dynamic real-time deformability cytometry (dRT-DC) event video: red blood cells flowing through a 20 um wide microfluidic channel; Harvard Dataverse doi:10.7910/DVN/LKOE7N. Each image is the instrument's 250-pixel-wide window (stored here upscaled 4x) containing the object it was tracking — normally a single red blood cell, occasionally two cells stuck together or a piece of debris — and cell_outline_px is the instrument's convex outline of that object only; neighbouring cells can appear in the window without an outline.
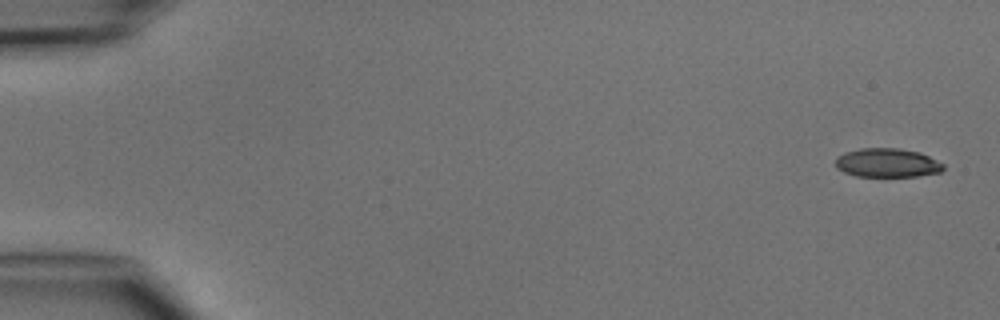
{"species": "common noctule bat (a hibernating species)", "species_latin": "Nyctalus noctula", "temperature_condition": "cold", "stored_images_in_passage": 7, "camera_frame_rate_fps": 3000, "um_per_image_px": 0.085, "animal": {"sex": "male", "body_mass_g": 15.6}, "frame": {"image": 1, "passage_image": 1, "time_ms": 0.0, "image_size_px": [1000, 320], "cell_outline_px": [[944, 168], [940, 172], [916, 176], [856, 176], [844, 172], [836, 168], [836, 156], [844, 152], [860, 148], [900, 148], [920, 152], [944, 164]], "centroid_in_image_um": [75.39, 13.83], "position_along_channel_um": 9.6, "area_um2": 18.21}}
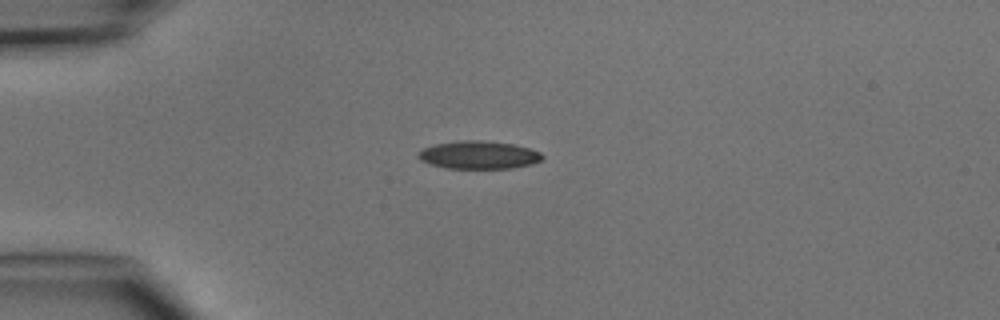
{"frame": {"image": 2, "passage_image": 4, "time_ms": 3.667, "image_size_px": [1000, 320], "cell_outline_px": [[544, 156], [540, 160], [532, 164], [512, 168], [444, 168], [428, 164], [420, 160], [416, 156], [424, 148], [432, 144], [460, 140], [480, 140], [512, 144], [528, 148], [540, 152]], "centroid_in_image_um": [40.64, 13.17], "position_along_channel_um": 44.4, "area_um2": 20.23}}
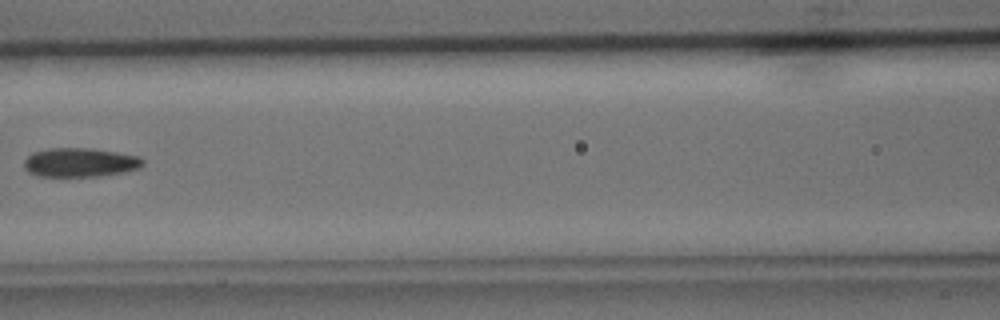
{"frame": {"image": 3, "passage_image": 7, "time_ms": 7.0, "image_size_px": [1000, 320], "cell_outline_px": [[144, 164], [140, 168], [124, 172], [100, 176], [36, 176], [28, 172], [24, 168], [24, 160], [32, 152], [48, 148], [92, 148], [140, 156], [144, 160]], "centroid_in_image_um": [6.8, 13.8], "position_along_channel_um": 159.8, "area_um2": 20.29}}